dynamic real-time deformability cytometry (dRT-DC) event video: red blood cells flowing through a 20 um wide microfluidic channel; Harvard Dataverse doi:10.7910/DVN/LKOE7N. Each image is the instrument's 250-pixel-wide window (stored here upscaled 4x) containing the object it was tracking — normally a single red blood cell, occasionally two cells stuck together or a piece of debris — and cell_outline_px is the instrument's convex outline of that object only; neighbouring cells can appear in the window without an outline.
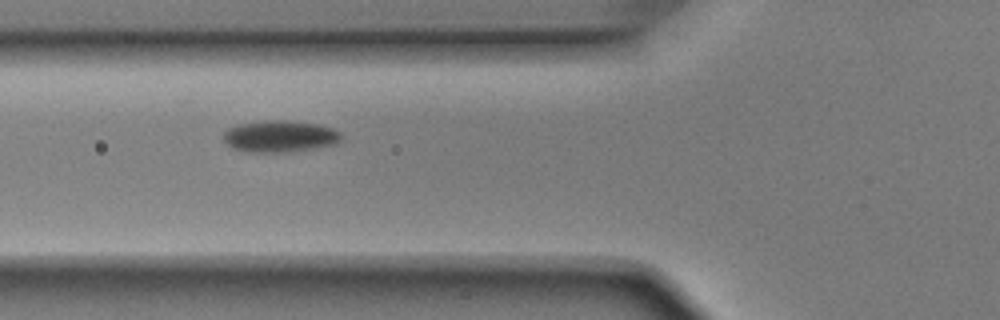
{"species": "Egyptian fruit bat (a non-hibernating species)", "species_latin": "Rousettus aegyptiacus", "temperature_condition": "room temperature", "stored_images_in_passage": 5, "camera_frame_rate_fps": 3000, "um_per_image_px": 0.085, "animal": {"sex": "male"}, "frame": {"image": 1, "passage_image": 5, "time_ms": 1.333, "image_size_px": [1000, 320], "cell_outline_px": [[340, 136], [336, 144], [292, 152], [248, 152], [232, 148], [224, 140], [224, 132], [228, 128], [240, 124], [276, 120], [284, 120], [316, 124], [332, 128], [340, 132]], "centroid_in_image_um": [23.78, 11.6], "position_along_channel_um": 102.0, "area_um2": 21.44}}